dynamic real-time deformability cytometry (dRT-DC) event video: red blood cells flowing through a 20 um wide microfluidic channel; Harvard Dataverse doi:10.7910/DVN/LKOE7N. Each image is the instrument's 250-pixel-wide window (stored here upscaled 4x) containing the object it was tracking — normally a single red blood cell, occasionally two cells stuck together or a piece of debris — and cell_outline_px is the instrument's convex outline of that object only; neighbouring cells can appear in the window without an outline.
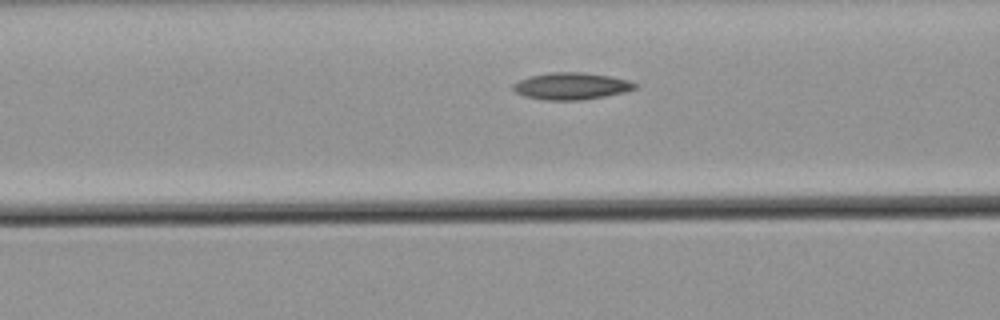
{"species": "common noctule bat (a hibernating species)", "species_latin": "Nyctalus noctula", "temperature_condition": "warm", "stored_images_in_passage": 31, "camera_frame_rate_fps": 3000, "um_per_image_px": 0.085, "animal": {"sex": "male", "body_mass_g": 21.5, "forearm_length_mm": 52.0}, "frame": {"image": 1, "passage_image": 9, "time_ms": 2.667, "image_size_px": [1000, 320], "cell_outline_px": [[640, 84], [636, 88], [624, 92], [604, 96], [580, 100], [544, 100], [524, 96], [516, 92], [512, 88], [512, 84], [520, 80], [532, 76], [552, 72], [580, 72], [612, 76], [628, 80]], "centroid_in_image_um": [48.59, 7.32], "position_along_channel_um": 118.0, "area_um2": 19.07}}
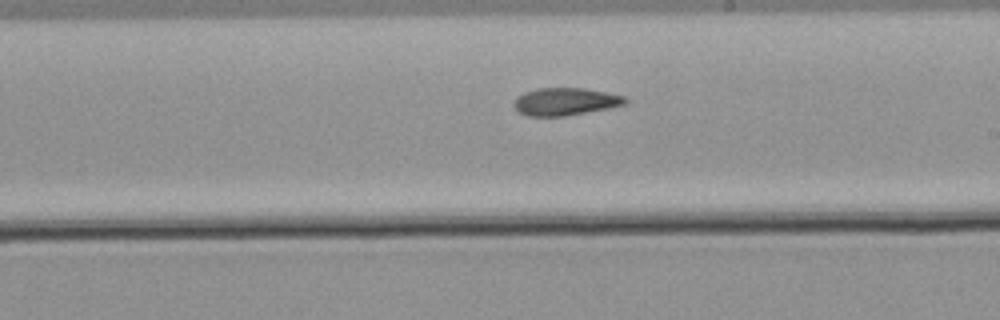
{"frame": {"image": 2, "passage_image": 19, "time_ms": 6.0, "image_size_px": [1000, 320], "cell_outline_px": [[628, 100], [624, 104], [608, 108], [588, 112], [564, 116], [528, 116], [520, 112], [512, 104], [516, 96], [524, 92], [536, 88], [584, 88], [624, 96]], "centroid_in_image_um": [48.0, 8.63], "position_along_channel_um": 241.0, "area_um2": 17.8}}
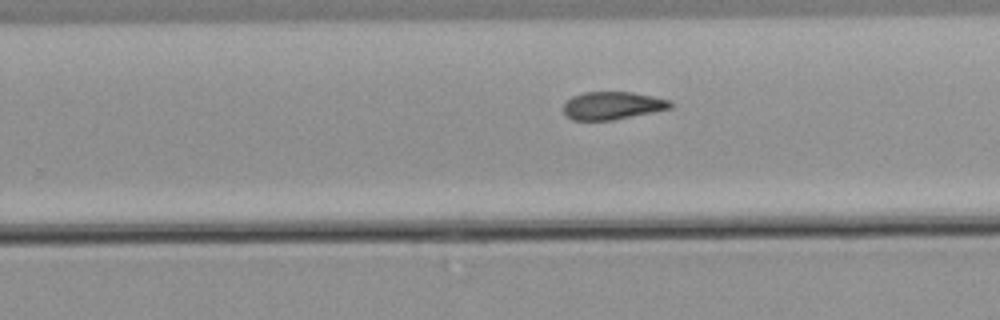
{"frame": {"image": 3, "passage_image": 22, "time_ms": 7.0, "image_size_px": [1000, 320], "cell_outline_px": [[672, 108], [612, 120], [572, 120], [564, 116], [564, 104], [572, 96], [584, 92], [632, 92], [672, 100]], "centroid_in_image_um": [52.05, 8.97], "position_along_channel_um": 277.8, "area_um2": 17.34}}